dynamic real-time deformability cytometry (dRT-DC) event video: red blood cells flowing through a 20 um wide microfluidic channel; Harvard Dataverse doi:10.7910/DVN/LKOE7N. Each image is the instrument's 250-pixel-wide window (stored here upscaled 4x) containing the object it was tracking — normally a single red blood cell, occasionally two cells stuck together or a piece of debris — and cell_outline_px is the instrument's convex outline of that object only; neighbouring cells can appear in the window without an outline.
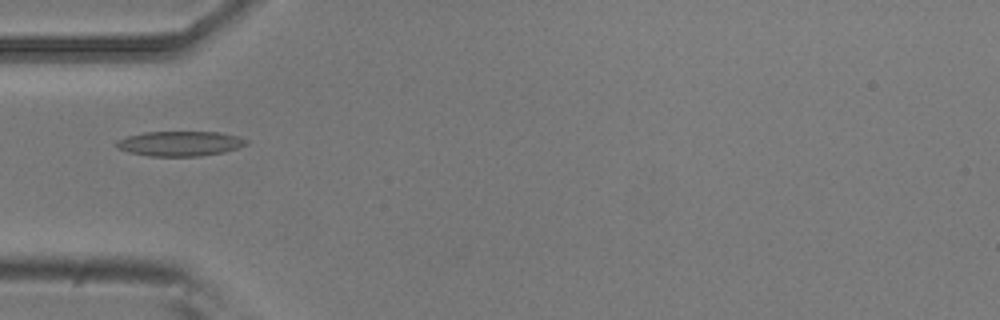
{"species": "common noctule bat (a hibernating species)", "species_latin": "Nyctalus noctula", "temperature_condition": "room temperature", "stored_images_in_passage": 3, "camera_frame_rate_fps": 3000, "um_per_image_px": 0.085, "animal": {"sex": "male", "body_mass_g": 20.5, "forearm_length_mm": 52.5}, "frame": {"image": 1, "passage_image": 3, "time_ms": 0.667, "image_size_px": [1000, 320], "cell_outline_px": [[248, 144], [224, 152], [200, 156], [148, 156], [128, 152], [116, 148], [112, 144], [116, 140], [128, 136], [144, 132], [220, 132], [240, 136], [248, 140]], "centroid_in_image_um": [15.27, 12.2], "position_along_channel_um": 69.7, "area_um2": 19.07}}